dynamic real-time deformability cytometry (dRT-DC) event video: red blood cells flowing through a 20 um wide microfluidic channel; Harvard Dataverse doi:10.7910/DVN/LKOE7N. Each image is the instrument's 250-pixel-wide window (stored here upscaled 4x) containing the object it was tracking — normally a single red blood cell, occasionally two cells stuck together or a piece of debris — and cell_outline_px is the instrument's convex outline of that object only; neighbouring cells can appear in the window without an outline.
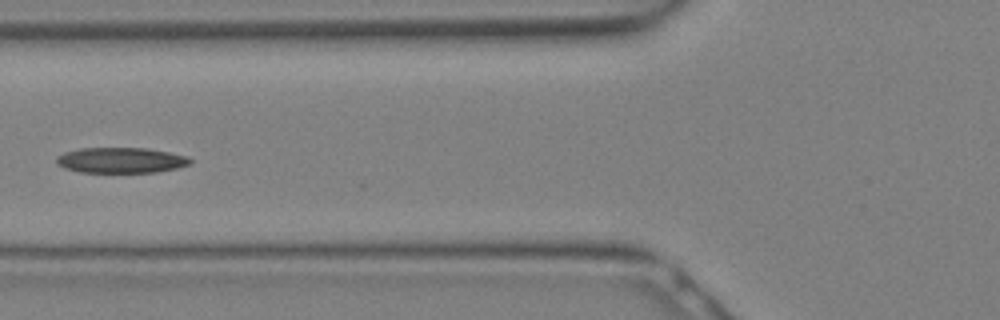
{"species": "Egyptian fruit bat (a non-hibernating species)", "species_latin": "Rousettus aegyptiacus", "temperature_condition": "warm", "stored_images_in_passage": 11, "camera_frame_rate_fps": 3000, "um_per_image_px": 0.085, "animal": {"sex": "female"}, "frame": {"image": 1, "passage_image": 10, "time_ms": 3.0, "image_size_px": [1000, 320], "cell_outline_px": [[192, 164], [176, 168], [156, 172], [80, 172], [64, 168], [56, 164], [56, 156], [64, 152], [80, 148], [148, 148], [188, 156], [192, 160]], "centroid_in_image_um": [10.27, 13.62], "position_along_channel_um": 115.5, "area_um2": 20.0}}